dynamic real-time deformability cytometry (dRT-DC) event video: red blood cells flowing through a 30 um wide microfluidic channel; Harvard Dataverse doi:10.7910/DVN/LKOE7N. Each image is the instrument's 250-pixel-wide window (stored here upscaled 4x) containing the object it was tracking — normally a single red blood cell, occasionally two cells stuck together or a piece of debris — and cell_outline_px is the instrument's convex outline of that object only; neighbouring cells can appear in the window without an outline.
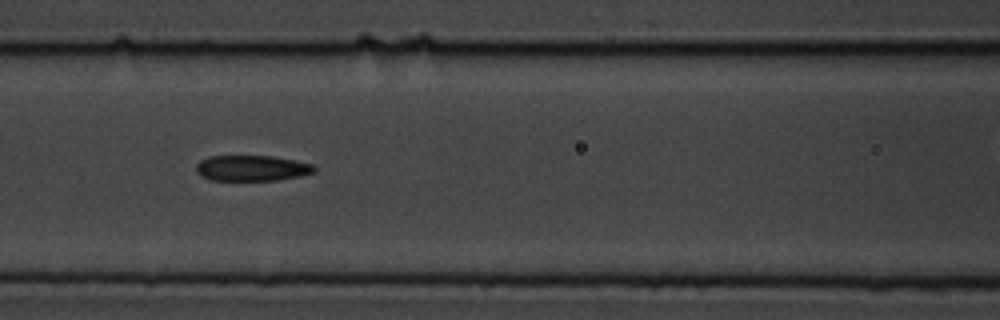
{"species": "common noctule bat (a hibernating species)", "species_latin": "Nyctalus noctula", "temperature_condition": "cold", "stored_images_in_passage": 8, "camera_frame_rate_fps": 3000, "um_per_image_px": 0.085, "animal": {"sex": "male", "body_mass_g": 19.5, "forearm_length_mm": 54.6}, "frame": {"image": 1, "passage_image": 4, "time_ms": 3.333, "image_size_px": [1000, 320], "cell_outline_px": [[316, 172], [300, 176], [276, 180], [212, 180], [200, 176], [196, 172], [196, 164], [200, 160], [208, 156], [272, 156], [312, 164], [316, 168]], "centroid_in_image_um": [21.38, 14.29], "position_along_channel_um": 145.2, "area_um2": 17.69}}
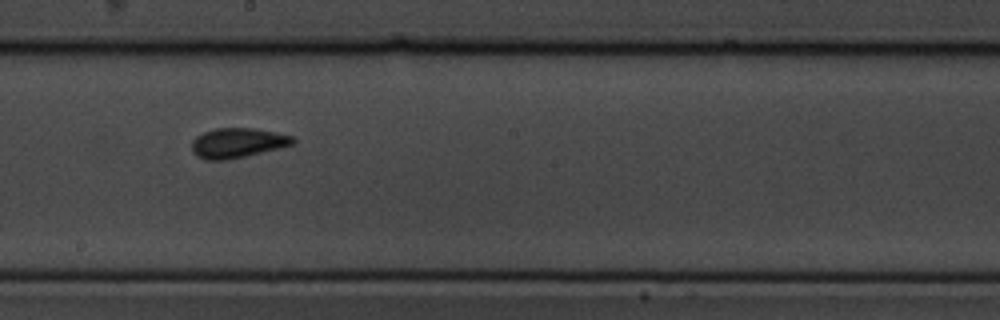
{"frame": {"image": 2, "passage_image": 7, "time_ms": 7.667, "image_size_px": [1000, 320], "cell_outline_px": [[296, 140], [292, 144], [228, 160], [208, 160], [196, 156], [192, 152], [192, 140], [196, 136], [204, 132], [216, 128], [252, 128], [276, 132], [292, 136]], "centroid_in_image_um": [20.14, 12.14], "position_along_channel_um": 228.1, "area_um2": 17.34}}
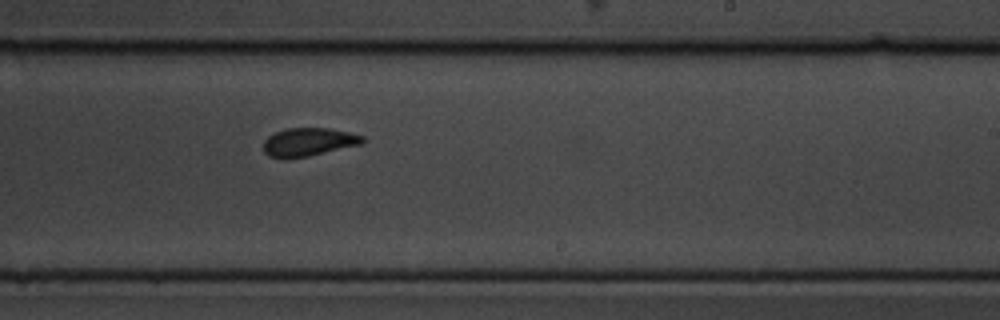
{"frame": {"image": 3, "passage_image": 8, "time_ms": 8.667, "image_size_px": [1000, 320], "cell_outline_px": [[368, 140], [360, 144], [308, 156], [284, 160], [268, 156], [264, 152], [264, 140], [268, 136], [276, 132], [288, 128], [328, 128], [348, 132], [364, 136]], "centroid_in_image_um": [26.2, 12.08], "position_along_channel_um": 262.8, "area_um2": 16.42}}